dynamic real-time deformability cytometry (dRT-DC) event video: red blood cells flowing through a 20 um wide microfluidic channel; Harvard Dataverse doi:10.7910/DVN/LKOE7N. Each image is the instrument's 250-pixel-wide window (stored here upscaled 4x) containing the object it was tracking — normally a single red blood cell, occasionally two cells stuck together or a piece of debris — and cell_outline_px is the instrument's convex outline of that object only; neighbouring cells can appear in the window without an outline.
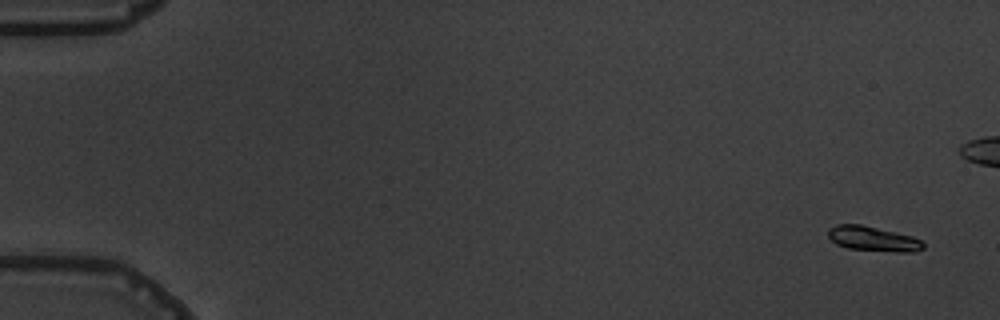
{"species": "common noctule bat (a hibernating species)", "species_latin": "Nyctalus noctula", "temperature_condition": "warm", "stored_images_in_passage": 7, "camera_frame_rate_fps": 3000, "um_per_image_px": 0.085, "animal": {"sex": "male", "body_mass_g": 19.5, "forearm_length_mm": 54.6}, "frame": {"image": 1, "passage_image": 1, "time_ms": 0.0, "image_size_px": [1000, 320], "cell_outline_px": [[924, 248], [916, 252], [896, 252], [848, 248], [836, 244], [828, 236], [828, 228], [836, 224], [860, 224], [896, 232], [912, 236], [920, 240], [924, 244]], "centroid_in_image_um": [74.21, 20.29], "position_along_channel_um": 10.8, "area_um2": 13.76}}